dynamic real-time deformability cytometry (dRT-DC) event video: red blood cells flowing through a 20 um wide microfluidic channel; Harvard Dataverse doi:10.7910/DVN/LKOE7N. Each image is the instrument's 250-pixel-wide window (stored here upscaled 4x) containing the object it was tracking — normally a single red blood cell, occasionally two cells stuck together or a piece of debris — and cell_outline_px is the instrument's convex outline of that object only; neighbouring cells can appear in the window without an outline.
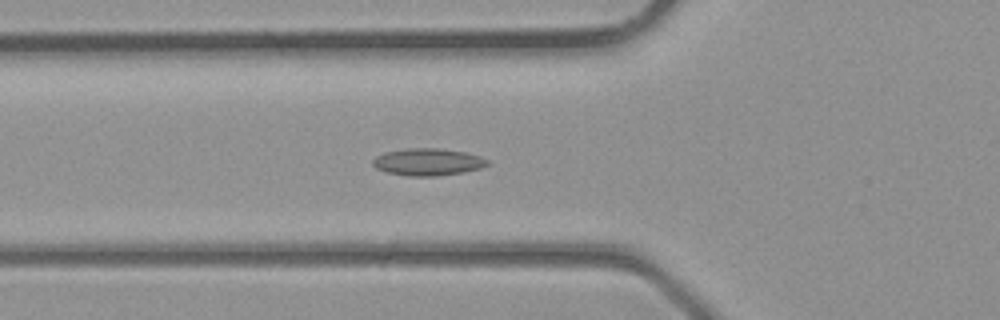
{"species": "common noctule bat (a hibernating species)", "species_latin": "Nyctalus noctula", "temperature_condition": "room temperature", "stored_images_in_passage": 38, "camera_frame_rate_fps": 3000, "um_per_image_px": 0.085, "animal": {"sex": "male", "body_mass_g": 23.1, "forearm_length_mm": 52.7}, "frame": {"image": 1, "passage_image": 14, "time_ms": 4.333, "image_size_px": [1000, 320], "cell_outline_px": [[492, 164], [480, 168], [464, 172], [440, 176], [408, 176], [388, 172], [376, 168], [372, 164], [372, 160], [376, 156], [384, 152], [408, 148], [440, 148], [464, 152], [480, 156], [488, 160]], "centroid_in_image_um": [36.39, 13.77], "position_along_channel_um": 89.4, "area_um2": 18.26}}
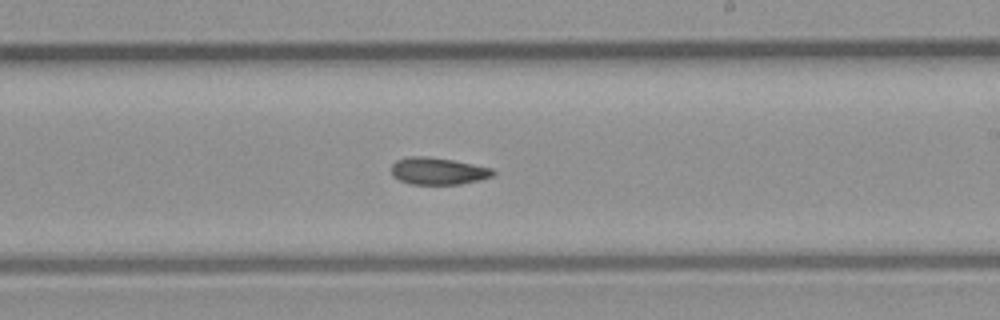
{"frame": {"image": 2, "passage_image": 23, "time_ms": 7.333, "image_size_px": [1000, 320], "cell_outline_px": [[496, 172], [492, 176], [480, 180], [460, 184], [412, 184], [400, 180], [392, 176], [392, 164], [396, 160], [408, 156], [428, 156], [452, 160], [492, 168]], "centroid_in_image_um": [37.22, 14.53], "position_along_channel_um": 251.8, "area_um2": 16.01}}
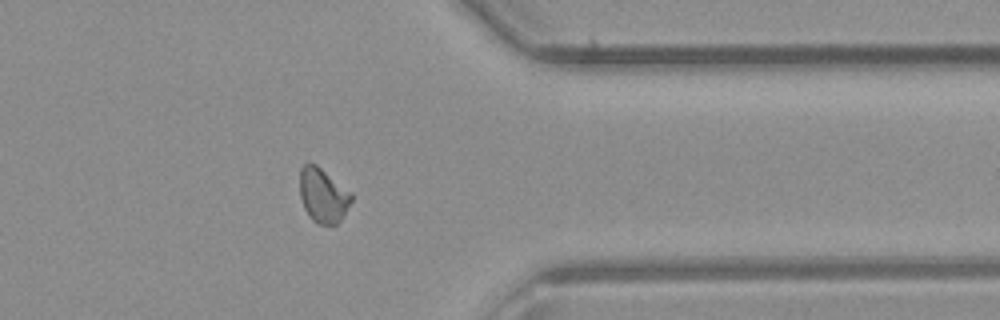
{"frame": {"image": 3, "passage_image": 31, "time_ms": 10.0, "image_size_px": [1000, 320], "cell_outline_px": [[352, 200], [340, 220], [336, 224], [316, 224], [312, 220], [304, 208], [300, 196], [300, 168], [308, 160], [316, 164], [352, 192]], "centroid_in_image_um": [27.44, 16.57], "position_along_channel_um": 384.0, "area_um2": 16.47}}